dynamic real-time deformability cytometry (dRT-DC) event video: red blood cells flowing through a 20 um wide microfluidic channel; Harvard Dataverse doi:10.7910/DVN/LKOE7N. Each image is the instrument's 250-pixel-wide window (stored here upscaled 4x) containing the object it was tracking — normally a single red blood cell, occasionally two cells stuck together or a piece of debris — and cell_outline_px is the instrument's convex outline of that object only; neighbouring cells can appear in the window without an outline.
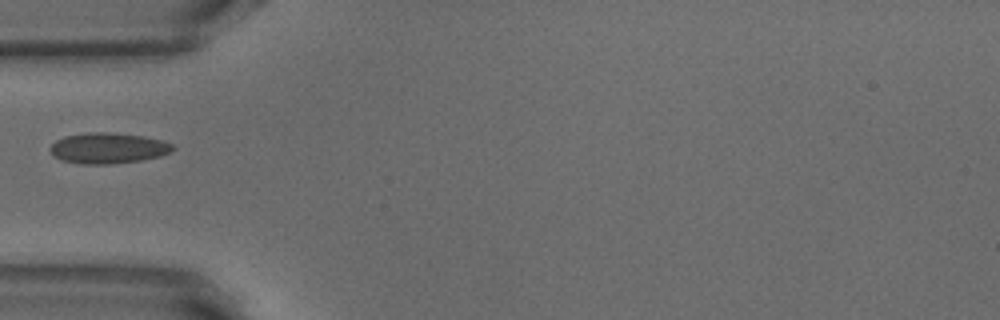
{"species": "common noctule bat (a hibernating species)", "species_latin": "Nyctalus noctula", "temperature_condition": "warm", "stored_images_in_passage": 36, "camera_frame_rate_fps": 3000, "um_per_image_px": 0.085, "animal": {"sex": "male", "body_mass_g": 18.8}, "frame": {"image": 1, "passage_image": 1, "time_ms": 0.0, "image_size_px": [1000, 320], "cell_outline_px": [[176, 148], [172, 152], [160, 156], [144, 160], [112, 164], [80, 164], [60, 160], [48, 148], [56, 140], [64, 136], [88, 132], [112, 132], [144, 136], [160, 140], [172, 144]], "centroid_in_image_um": [9.2, 12.59], "position_along_channel_um": 75.8, "area_um2": 22.2}}
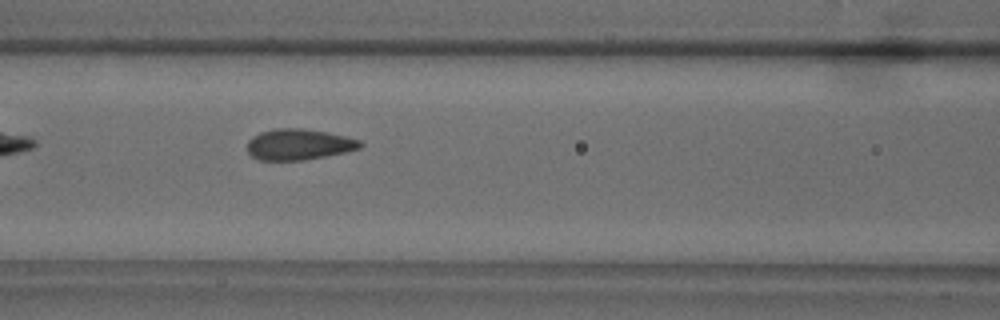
{"frame": {"image": 2, "passage_image": 6, "time_ms": 1.667, "image_size_px": [1000, 320], "cell_outline_px": [[364, 144], [360, 148], [348, 152], [304, 160], [260, 160], [252, 156], [248, 152], [248, 140], [252, 136], [260, 132], [276, 128], [300, 128], [328, 132], [360, 140]], "centroid_in_image_um": [25.41, 12.27], "position_along_channel_um": 141.2, "area_um2": 20.46}}